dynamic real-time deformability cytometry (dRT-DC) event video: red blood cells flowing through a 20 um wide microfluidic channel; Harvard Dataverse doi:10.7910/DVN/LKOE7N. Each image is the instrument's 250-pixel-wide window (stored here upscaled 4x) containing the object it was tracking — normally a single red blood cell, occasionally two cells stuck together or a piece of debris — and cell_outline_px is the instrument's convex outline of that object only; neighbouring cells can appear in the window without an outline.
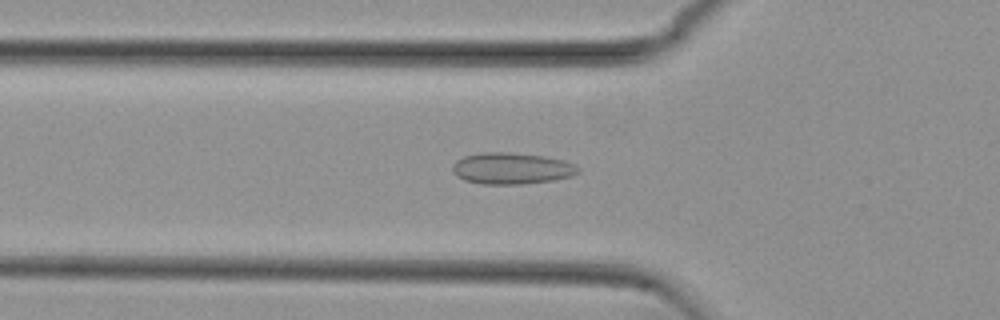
{"species": "common noctule bat (a hibernating species)", "species_latin": "Nyctalus noctula", "temperature_condition": "cold", "stored_images_in_passage": 31, "camera_frame_rate_fps": 3000, "um_per_image_px": 0.085, "animal": {"sex": "female", "body_mass_g": 29.2, "forearm_length_mm": 56.3}, "frame": {"image": 1, "passage_image": 4, "time_ms": 1.0, "image_size_px": [1000, 320], "cell_outline_px": [[580, 172], [572, 176], [552, 180], [524, 184], [480, 184], [464, 180], [456, 176], [452, 172], [452, 164], [456, 160], [464, 156], [480, 152], [508, 152], [544, 156], [564, 160], [576, 164], [580, 168]], "centroid_in_image_um": [43.48, 14.31], "position_along_channel_um": 82.3, "area_um2": 23.35}}
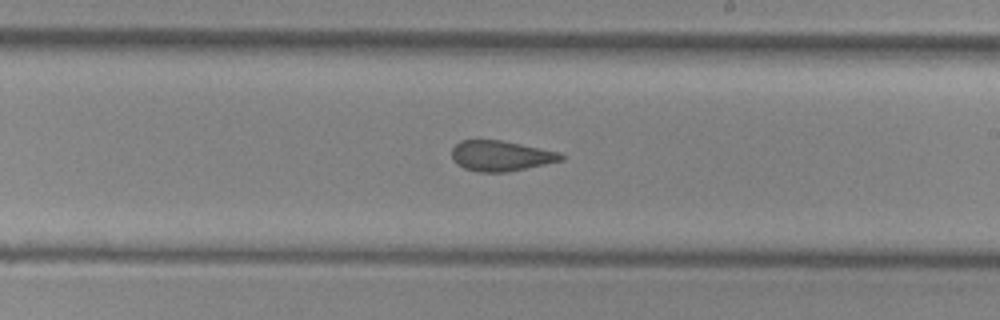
{"frame": {"image": 2, "passage_image": 17, "time_ms": 5.333, "image_size_px": [1000, 320], "cell_outline_px": [[564, 160], [508, 172], [476, 172], [464, 168], [456, 164], [452, 160], [452, 148], [460, 140], [500, 140], [560, 152], [564, 156]], "centroid_in_image_um": [42.55, 13.25], "position_along_channel_um": 246.5, "area_um2": 19.42}}
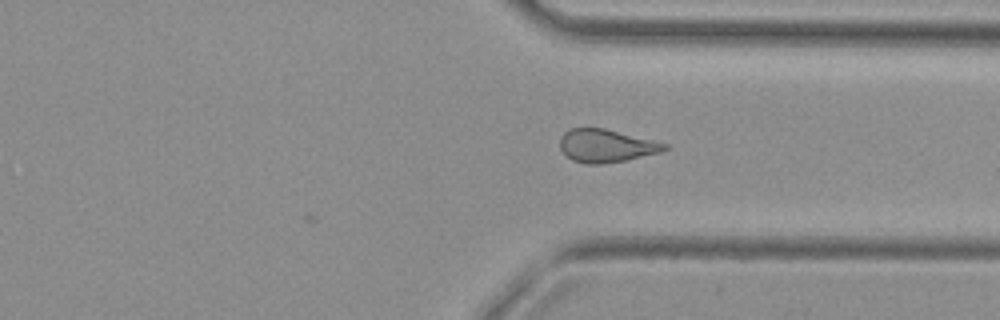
{"frame": {"image": 3, "passage_image": 26, "time_ms": 8.333, "image_size_px": [1000, 320], "cell_outline_px": [[672, 148], [660, 152], [628, 160], [600, 164], [588, 164], [572, 160], [560, 148], [560, 140], [564, 132], [568, 128], [604, 128], [668, 144]], "centroid_in_image_um": [51.55, 12.39], "position_along_channel_um": 359.9, "area_um2": 20.06}, "authors_computed_cell_mechanics": {"area_um2": 20.1722, "velocity_mm_per_s": 3.7772, "shape_relaxation_time_tau1_ms": null, "shape_relaxation_time_tau2_ms": 1.9654, "deformation_change_tau1": null, "deformation_change_tau2": 0.0692}}